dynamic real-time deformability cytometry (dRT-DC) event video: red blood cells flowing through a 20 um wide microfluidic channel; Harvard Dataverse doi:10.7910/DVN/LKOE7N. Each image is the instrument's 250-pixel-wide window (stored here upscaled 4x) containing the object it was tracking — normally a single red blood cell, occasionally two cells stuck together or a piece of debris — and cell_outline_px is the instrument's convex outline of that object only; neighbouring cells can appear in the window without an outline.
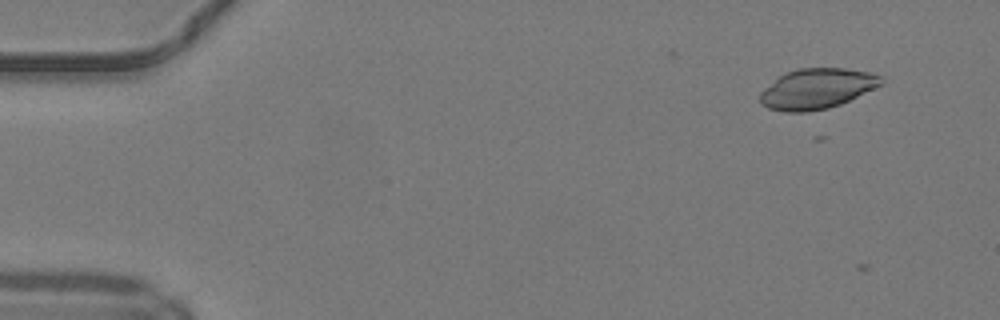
{"species": "common noctule bat (a hibernating species)", "species_latin": "Nyctalus noctula", "temperature_condition": "warm", "stored_images_in_passage": 5, "camera_frame_rate_fps": 3000, "um_per_image_px": 0.085, "animal": {"sex": "male", "body_mass_g": 19.2, "forearm_length_mm": 51.8}, "frame": {"image": 1, "passage_image": 4, "time_ms": 1.0, "image_size_px": [1000, 320], "cell_outline_px": [[884, 84], [840, 104], [828, 108], [808, 112], [784, 112], [768, 108], [760, 104], [760, 92], [764, 88], [780, 76], [788, 72], [800, 68], [844, 68], [868, 72], [884, 76]], "centroid_in_image_um": [69.46, 7.54], "position_along_channel_um": 15.5, "area_um2": 28.5}}